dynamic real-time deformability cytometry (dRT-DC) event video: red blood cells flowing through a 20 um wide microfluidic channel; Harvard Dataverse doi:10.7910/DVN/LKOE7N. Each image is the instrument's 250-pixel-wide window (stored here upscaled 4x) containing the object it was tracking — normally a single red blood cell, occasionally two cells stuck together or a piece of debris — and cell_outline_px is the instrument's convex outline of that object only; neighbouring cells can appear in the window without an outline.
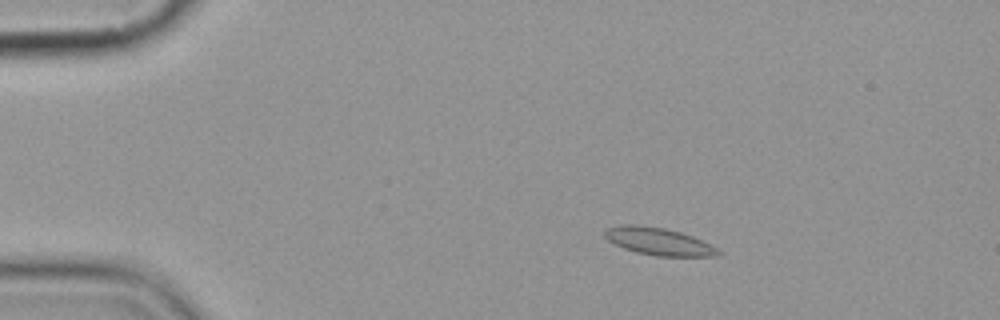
{"species": "common noctule bat (a hibernating species)", "species_latin": "Nyctalus noctula", "temperature_condition": "cold", "stored_images_in_passage": 5, "camera_frame_rate_fps": 3000, "um_per_image_px": 0.085, "animal": {"sex": "female", "body_mass_g": 19.9}, "frame": {"image": 1, "passage_image": 3, "time_ms": 3.333, "image_size_px": [1000, 320], "cell_outline_px": [[724, 252], [716, 256], [656, 256], [636, 252], [624, 248], [608, 240], [604, 236], [604, 228], [620, 224], [636, 224], [664, 228], [680, 232], [692, 236]], "centroid_in_image_um": [55.94, 20.51], "position_along_channel_um": 29.1, "area_um2": 18.09}}